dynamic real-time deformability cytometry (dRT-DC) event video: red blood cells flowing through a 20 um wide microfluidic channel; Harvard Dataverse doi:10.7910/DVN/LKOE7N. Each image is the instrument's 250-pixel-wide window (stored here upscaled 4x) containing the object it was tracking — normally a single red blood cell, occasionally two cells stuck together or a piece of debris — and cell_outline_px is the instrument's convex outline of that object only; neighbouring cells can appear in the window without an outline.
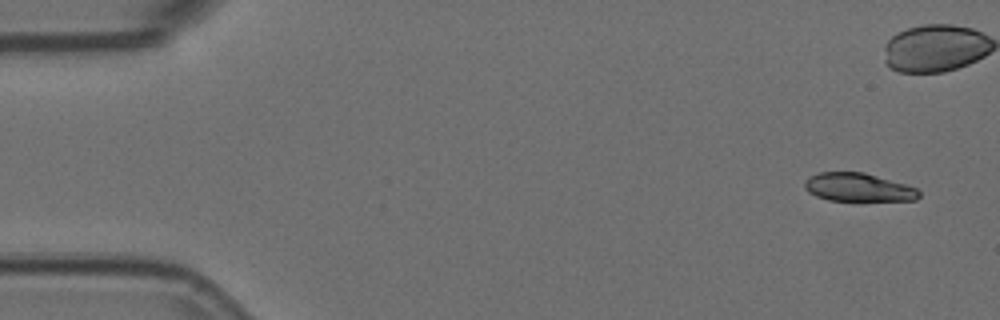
{"species": "Egyptian fruit bat (a non-hibernating species)", "species_latin": "Rousettus aegyptiacus", "temperature_condition": "room temperature", "stored_images_in_passage": 5, "camera_frame_rate_fps": 3000, "um_per_image_px": 0.085, "animal": {"sex": "female"}, "frame": {"image": 1, "passage_image": 1, "time_ms": 0.0, "image_size_px": [1000, 320], "cell_outline_px": [[920, 196], [916, 200], [864, 204], [856, 204], [828, 200], [816, 196], [808, 192], [804, 188], [804, 180], [808, 176], [820, 172], [864, 172], [904, 184], [916, 188], [920, 192]], "centroid_in_image_um": [72.96, 16.0], "position_along_channel_um": 12.0, "area_um2": 20.17}}